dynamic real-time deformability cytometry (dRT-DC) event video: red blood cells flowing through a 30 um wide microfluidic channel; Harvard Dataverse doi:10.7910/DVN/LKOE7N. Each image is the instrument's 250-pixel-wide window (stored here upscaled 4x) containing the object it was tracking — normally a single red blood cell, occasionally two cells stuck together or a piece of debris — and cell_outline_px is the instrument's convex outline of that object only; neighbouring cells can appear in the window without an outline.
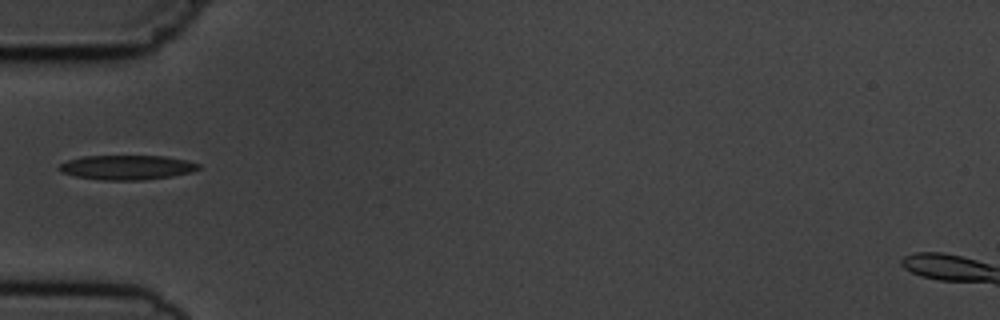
{"species": "common noctule bat (a hibernating species)", "species_latin": "Nyctalus noctula", "temperature_condition": "cold", "stored_images_in_passage": 1, "camera_frame_rate_fps": 3000, "um_per_image_px": 0.085, "animal": {"sex": "male", "body_mass_g": 19.5, "forearm_length_mm": 54.6}, "frame": {"image": 1, "passage_image": 1, "time_ms": 0.0, "image_size_px": [1000, 320], "cell_outline_px": [[200, 168], [192, 172], [172, 176], [144, 180], [100, 180], [76, 176], [60, 172], [56, 168], [60, 164], [68, 160], [84, 156], [164, 156], [188, 160], [200, 164]], "centroid_in_image_um": [10.79, 14.23], "position_along_channel_um": 74.2, "area_um2": 20.06}}